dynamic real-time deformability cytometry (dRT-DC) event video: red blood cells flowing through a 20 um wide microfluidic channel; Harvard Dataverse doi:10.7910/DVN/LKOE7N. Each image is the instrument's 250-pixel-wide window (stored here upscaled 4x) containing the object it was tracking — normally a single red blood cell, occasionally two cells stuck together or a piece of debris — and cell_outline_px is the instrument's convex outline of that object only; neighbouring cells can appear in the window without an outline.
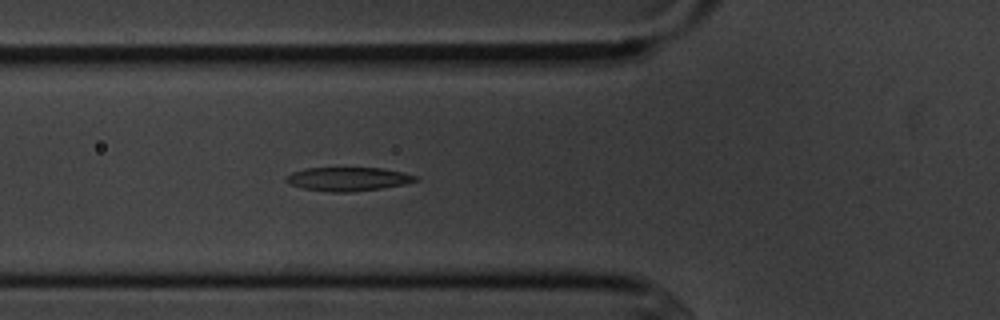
{"species": "common noctule bat (a hibernating species)", "species_latin": "Nyctalus noctula", "temperature_condition": "cold", "stored_images_in_passage": 6, "camera_frame_rate_fps": 3000, "um_per_image_px": 0.085, "animal": {"sex": "male", "body_mass_g": 20.1, "forearm_length_mm": 53.5}, "frame": {"image": 1, "passage_image": 6, "time_ms": 5.667, "image_size_px": [1000, 320], "cell_outline_px": [[420, 180], [404, 184], [380, 188], [352, 192], [328, 192], [304, 188], [288, 184], [284, 180], [284, 176], [292, 172], [304, 168], [380, 168], [404, 172], [416, 176]], "centroid_in_image_um": [29.54, 15.21], "position_along_channel_um": 96.3, "area_um2": 17.98}}